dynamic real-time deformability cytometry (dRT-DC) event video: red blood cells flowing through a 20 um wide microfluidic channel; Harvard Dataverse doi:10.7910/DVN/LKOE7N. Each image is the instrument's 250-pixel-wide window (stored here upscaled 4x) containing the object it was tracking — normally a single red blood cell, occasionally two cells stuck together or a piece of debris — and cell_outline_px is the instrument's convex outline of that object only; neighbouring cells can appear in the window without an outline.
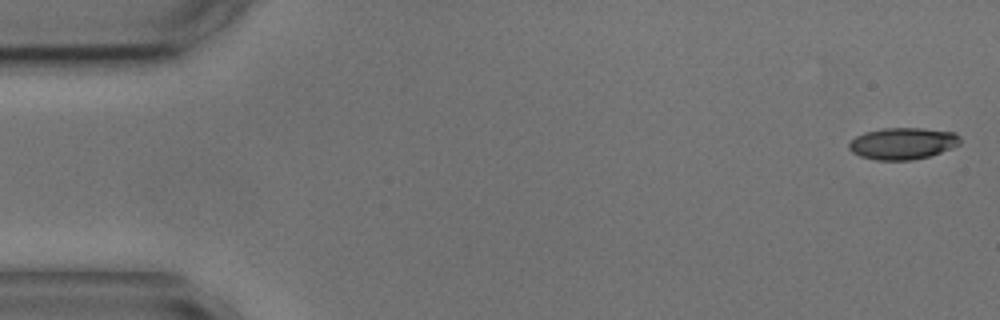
{"species": "common noctule bat (a hibernating species)", "species_latin": "Nyctalus noctula", "temperature_condition": "cold", "stored_images_in_passage": 4, "camera_frame_rate_fps": 3000, "um_per_image_px": 0.085, "animal": {"sex": "male", "body_mass_g": 17.9, "forearm_length_mm": 54.2}, "frame": {"image": 1, "passage_image": 1, "time_ms": 0.0, "image_size_px": [1000, 320], "cell_outline_px": [[960, 144], [952, 148], [928, 156], [912, 160], [876, 160], [860, 156], [852, 152], [848, 148], [848, 144], [856, 136], [864, 132], [884, 128], [924, 128], [956, 132], [960, 136]], "centroid_in_image_um": [76.74, 12.19], "position_along_channel_um": 8.3, "area_um2": 20.63}}
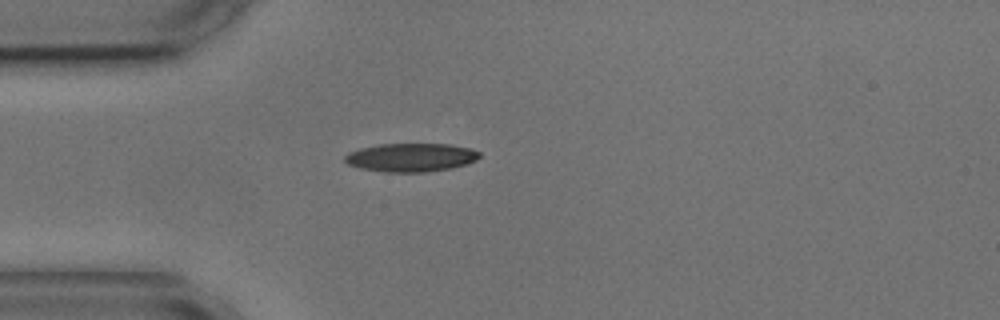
{"frame": {"image": 2, "passage_image": 4, "time_ms": 4.333, "image_size_px": [1000, 320], "cell_outline_px": [[480, 156], [476, 160], [468, 164], [452, 168], [424, 172], [384, 172], [360, 168], [348, 164], [344, 160], [344, 156], [348, 152], [360, 148], [380, 144], [448, 144], [468, 148], [480, 152]], "centroid_in_image_um": [34.92, 13.38], "position_along_channel_um": 50.1, "area_um2": 22.37}}